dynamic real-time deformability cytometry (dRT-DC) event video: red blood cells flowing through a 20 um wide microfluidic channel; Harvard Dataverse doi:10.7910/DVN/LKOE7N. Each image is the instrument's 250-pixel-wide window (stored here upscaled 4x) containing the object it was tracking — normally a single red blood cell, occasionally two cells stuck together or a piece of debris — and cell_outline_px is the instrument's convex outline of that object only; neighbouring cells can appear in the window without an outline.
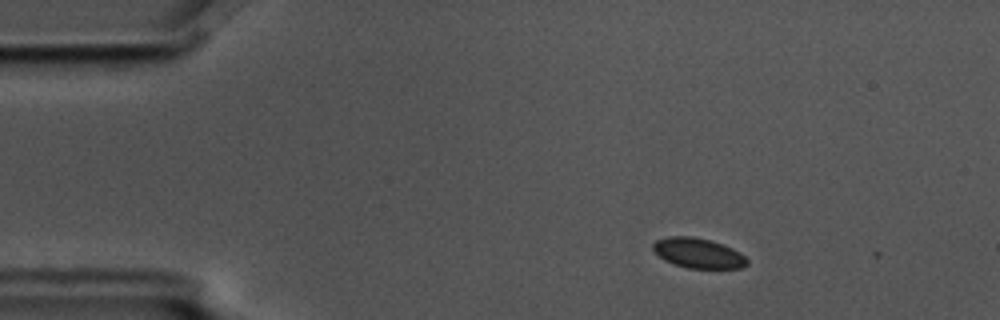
{"species": "common noctule bat (a hibernating species)", "species_latin": "Nyctalus noctula", "temperature_condition": "cold", "stored_images_in_passage": 5, "camera_frame_rate_fps": 3000, "um_per_image_px": 0.085, "animal": {"sex": "male", "body_mass_g": 17.5, "forearm_length_mm": 52.3}, "frame": {"image": 1, "passage_image": 1, "time_ms": 0.0, "image_size_px": [1000, 320], "cell_outline_px": [[748, 264], [744, 268], [688, 268], [664, 260], [652, 248], [652, 244], [656, 240], [668, 236], [692, 236], [712, 240], [732, 248], [740, 252], [748, 260]], "centroid_in_image_um": [59.37, 21.5], "position_along_channel_um": 25.6, "area_um2": 16.47}}